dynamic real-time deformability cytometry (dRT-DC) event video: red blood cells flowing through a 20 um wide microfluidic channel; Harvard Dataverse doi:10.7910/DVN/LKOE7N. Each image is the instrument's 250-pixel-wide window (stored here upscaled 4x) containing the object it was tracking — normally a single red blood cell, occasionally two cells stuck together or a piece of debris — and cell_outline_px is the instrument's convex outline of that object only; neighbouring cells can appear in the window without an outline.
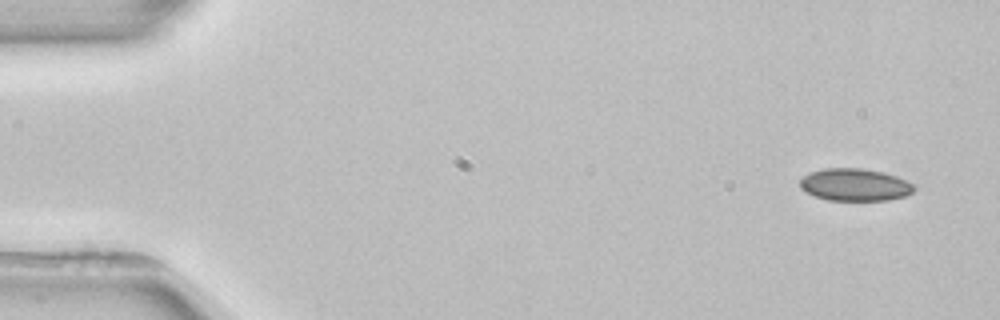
{"species": "common noctule bat (a hibernating species)", "species_latin": "Nyctalus noctula", "temperature_condition": "room temperature", "stored_images_in_passage": 4, "camera_frame_rate_fps": 3000, "um_per_image_px": 0.085, "animal": {"sex": "female", "body_mass_g": 22.7, "forearm_length_mm": 54.2}, "frame": {"image": 1, "passage_image": 1, "time_ms": 0.0, "image_size_px": [1000, 320], "cell_outline_px": [[916, 188], [912, 192], [904, 196], [888, 200], [828, 200], [804, 192], [800, 188], [800, 180], [808, 172], [824, 168], [860, 168], [884, 172], [908, 180]], "centroid_in_image_um": [72.65, 15.69], "position_along_channel_um": 12.4, "area_um2": 21.62}}
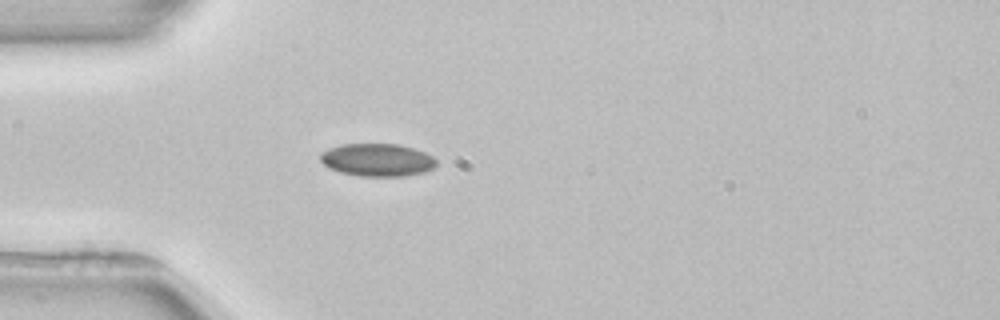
{"frame": {"image": 2, "passage_image": 4, "time_ms": 4.0, "image_size_px": [1000, 320], "cell_outline_px": [[436, 164], [432, 168], [424, 172], [404, 176], [360, 176], [340, 172], [328, 168], [320, 160], [320, 152], [328, 148], [340, 144], [400, 144], [424, 152], [432, 156], [436, 160]], "centroid_in_image_um": [32.03, 13.59], "position_along_channel_um": 53.0, "area_um2": 22.2}}